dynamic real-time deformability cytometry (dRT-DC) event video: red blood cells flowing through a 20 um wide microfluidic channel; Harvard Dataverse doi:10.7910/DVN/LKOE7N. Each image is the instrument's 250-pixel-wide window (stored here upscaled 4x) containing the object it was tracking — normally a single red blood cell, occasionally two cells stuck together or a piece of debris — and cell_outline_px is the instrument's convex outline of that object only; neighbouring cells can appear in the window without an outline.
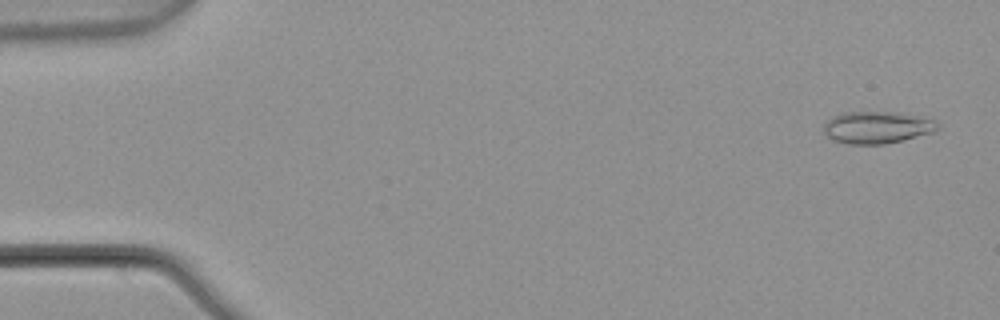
{"species": "common noctule bat (a hibernating species)", "species_latin": "Nyctalus noctula", "temperature_condition": "warm", "stored_images_in_passage": 5, "camera_frame_rate_fps": 3000, "um_per_image_px": 0.085, "animal": {"sex": "male", "body_mass_g": 21.5, "forearm_length_mm": 52.0}, "frame": {"image": 1, "passage_image": 1, "time_ms": 0.0, "image_size_px": [1000, 320], "cell_outline_px": [[940, 128], [936, 132], [904, 140], [884, 144], [848, 144], [832, 140], [824, 132], [824, 124], [832, 116], [840, 112], [896, 112], [920, 116], [936, 120], [940, 124]], "centroid_in_image_um": [74.6, 10.83], "position_along_channel_um": 10.4, "area_um2": 21.68}}
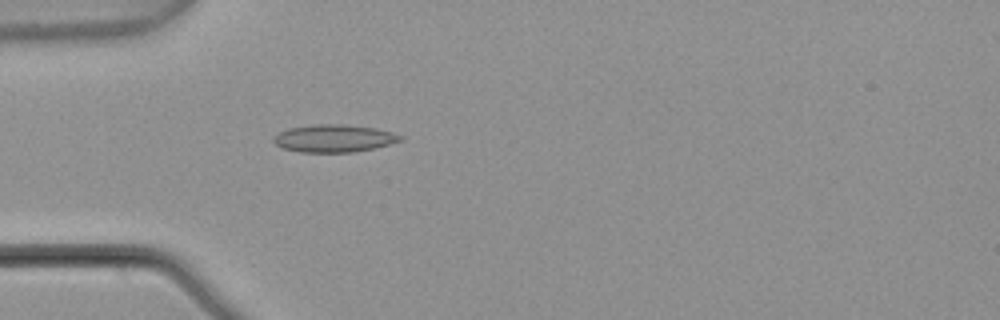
{"frame": {"image": 2, "passage_image": 5, "time_ms": 1.333, "image_size_px": [1000, 320], "cell_outline_px": [[404, 136], [400, 140], [388, 144], [372, 148], [352, 152], [300, 152], [284, 148], [276, 144], [272, 140], [272, 136], [288, 128], [316, 124], [344, 124], [372, 128], [392, 132]], "centroid_in_image_um": [28.34, 11.75], "position_along_channel_um": 56.7, "area_um2": 20.11}}